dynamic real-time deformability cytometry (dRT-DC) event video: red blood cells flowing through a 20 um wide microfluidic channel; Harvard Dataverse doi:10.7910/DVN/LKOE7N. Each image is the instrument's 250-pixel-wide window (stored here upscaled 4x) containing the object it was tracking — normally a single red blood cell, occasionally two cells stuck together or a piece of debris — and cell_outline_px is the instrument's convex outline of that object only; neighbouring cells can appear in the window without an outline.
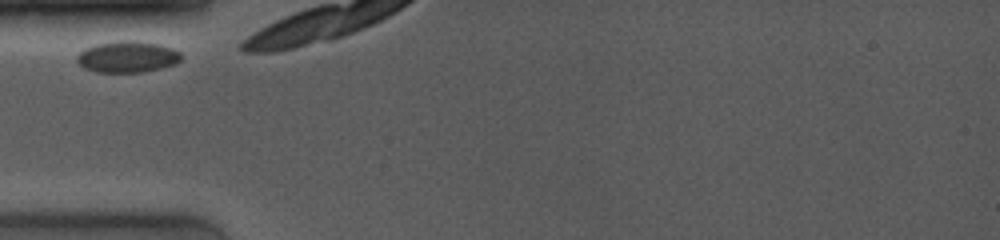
{"species": "common noctule bat (a hibernating species)", "species_latin": "Nyctalus noctula", "temperature_condition": "room temperature", "stored_images_in_passage": 20, "camera_frame_rate_fps": 4000, "um_per_image_px": 0.085, "animal": {"sex": "female", "body_mass_g": 19.0, "forearm_length_mm": 53.3}, "frame": {"image": 1, "passage_image": 1, "time_ms": 0.0, "image_size_px": [1000, 240], "cell_outline_px": [[184, 56], [176, 64], [144, 72], [96, 72], [84, 68], [76, 60], [76, 56], [84, 48], [96, 44], [120, 40], [132, 40], [160, 44], [172, 48], [180, 52]], "centroid_in_image_um": [10.84, 4.82], "position_along_channel_um": 74.2, "area_um2": 19.25}}